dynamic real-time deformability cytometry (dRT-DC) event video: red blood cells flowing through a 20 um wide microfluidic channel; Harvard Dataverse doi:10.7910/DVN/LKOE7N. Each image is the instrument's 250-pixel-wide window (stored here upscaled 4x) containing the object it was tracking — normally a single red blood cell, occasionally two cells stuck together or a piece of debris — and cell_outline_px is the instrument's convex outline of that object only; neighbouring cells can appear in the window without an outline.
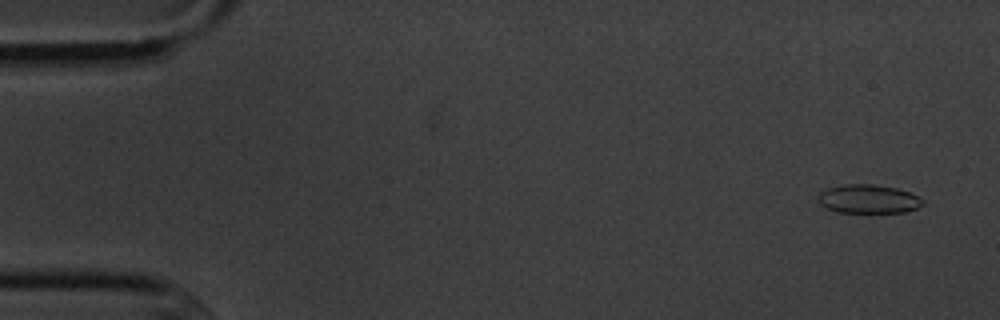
{"species": "common noctule bat (a hibernating species)", "species_latin": "Nyctalus noctula", "temperature_condition": "cold", "stored_images_in_passage": 4, "camera_frame_rate_fps": 3000, "um_per_image_px": 0.085, "animal": {"sex": "male", "body_mass_g": 20.1, "forearm_length_mm": 53.5}, "frame": {"image": 1, "passage_image": 1, "time_ms": 0.0, "image_size_px": [1000, 320], "cell_outline_px": [[924, 204], [916, 208], [904, 212], [836, 212], [820, 204], [816, 196], [820, 192], [828, 188], [844, 184], [872, 184], [896, 188], [908, 192], [924, 200]], "centroid_in_image_um": [73.78, 16.91], "position_along_channel_um": 11.2, "area_um2": 17.4}}